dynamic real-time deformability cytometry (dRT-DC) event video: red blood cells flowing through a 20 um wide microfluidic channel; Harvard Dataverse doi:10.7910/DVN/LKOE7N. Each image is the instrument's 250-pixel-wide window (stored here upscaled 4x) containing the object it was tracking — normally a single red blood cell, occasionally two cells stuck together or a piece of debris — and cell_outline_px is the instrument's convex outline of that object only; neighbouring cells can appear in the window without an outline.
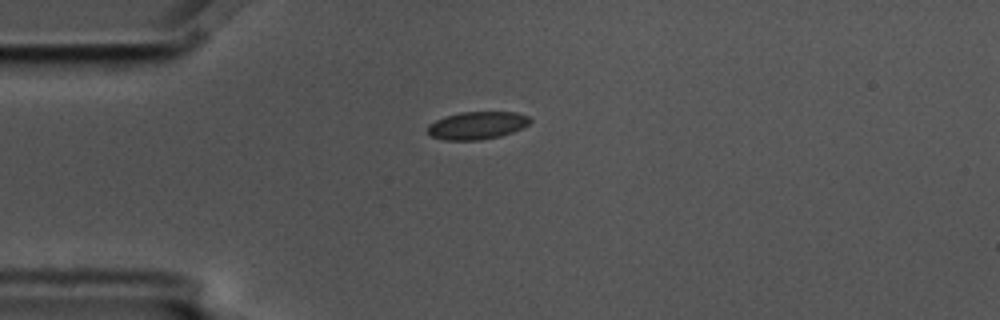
{"species": "common noctule bat (a hibernating species)", "species_latin": "Nyctalus noctula", "temperature_condition": "cold", "stored_images_in_passage": 7, "camera_frame_rate_fps": 3000, "um_per_image_px": 0.085, "animal": {"sex": "male", "body_mass_g": 17.5, "forearm_length_mm": 52.3}, "frame": {"image": 1, "passage_image": 1, "time_ms": 0.0, "image_size_px": [1000, 320], "cell_outline_px": [[532, 120], [528, 124], [512, 132], [500, 136], [480, 140], [444, 140], [432, 136], [428, 132], [428, 124], [444, 116], [460, 112], [516, 112], [528, 116]], "centroid_in_image_um": [40.53, 10.65], "position_along_channel_um": 44.5, "area_um2": 16.47}}
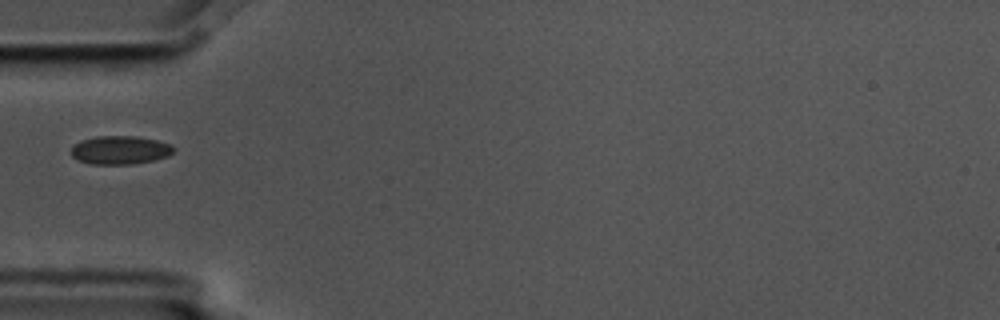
{"frame": {"image": 2, "passage_image": 2, "time_ms": 0.333, "image_size_px": [1000, 320], "cell_outline_px": [[176, 148], [168, 156], [156, 160], [132, 164], [88, 164], [76, 160], [72, 156], [72, 144], [80, 140], [96, 136], [136, 136], [156, 140], [172, 144]], "centroid_in_image_um": [10.2, 12.75], "position_along_channel_um": 74.8, "area_um2": 17.28}}